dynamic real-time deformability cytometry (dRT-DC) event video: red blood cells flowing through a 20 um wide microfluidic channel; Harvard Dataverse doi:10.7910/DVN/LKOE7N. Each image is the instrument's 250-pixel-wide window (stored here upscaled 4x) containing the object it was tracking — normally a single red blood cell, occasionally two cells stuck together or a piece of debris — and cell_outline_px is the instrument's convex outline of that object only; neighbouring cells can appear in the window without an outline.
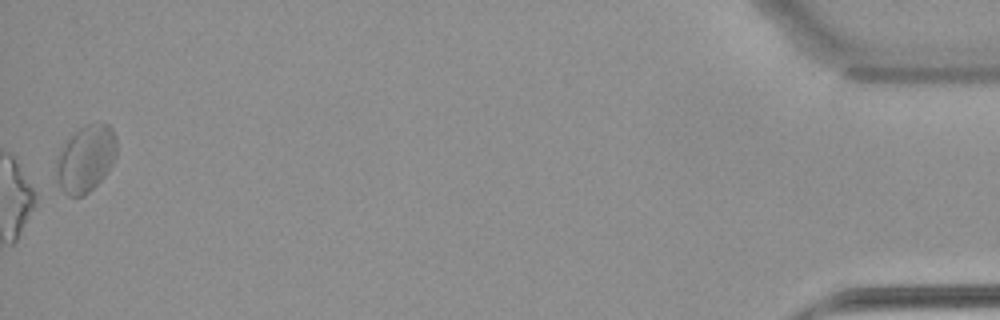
{"species": "common noctule bat (a hibernating species)", "species_latin": "Nyctalus noctula", "temperature_condition": "warm", "stored_images_in_passage": 41, "camera_frame_rate_fps": 3000, "um_per_image_px": 0.085, "animal": {"sex": "female", "body_mass_g": 22.7, "forearm_length_mm": 54.2}, "frame": {"image": 1, "passage_image": 41, "time_ms": 13.333, "image_size_px": [1000, 320], "cell_outline_px": [[116, 156], [112, 164], [104, 176], [84, 196], [68, 196], [60, 188], [56, 180], [56, 156], [68, 140], [80, 128], [88, 124], [100, 120], [108, 124], [112, 128], [116, 136]], "centroid_in_image_um": [7.29, 13.47], "position_along_channel_um": 427.9, "area_um2": 23.58}}